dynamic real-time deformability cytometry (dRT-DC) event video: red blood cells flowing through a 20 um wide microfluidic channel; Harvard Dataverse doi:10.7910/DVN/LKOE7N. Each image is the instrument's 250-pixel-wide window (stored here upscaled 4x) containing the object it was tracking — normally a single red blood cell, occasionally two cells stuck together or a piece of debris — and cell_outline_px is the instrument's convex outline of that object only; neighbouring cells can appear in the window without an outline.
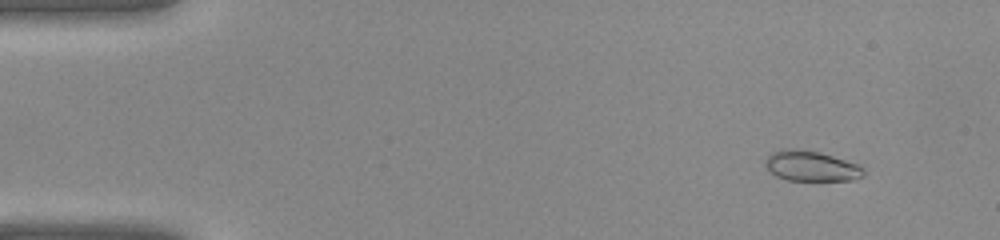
{"species": "common noctule bat (a hibernating species)", "species_latin": "Nyctalus noctula", "temperature_condition": "warm", "stored_images_in_passage": 40, "camera_frame_rate_fps": 3000, "um_per_image_px": 0.085, "animal": {"sex": "female", "body_mass_g": 22.0, "forearm_length_mm": 56.7}, "frame": {"image": 1, "passage_image": 4, "time_ms": 1.0, "image_size_px": [1000, 240], "cell_outline_px": [[864, 176], [856, 180], [788, 180], [776, 176], [768, 172], [764, 164], [764, 160], [772, 152], [780, 148], [800, 148], [832, 156], [860, 164], [864, 168]], "centroid_in_image_um": [68.92, 14.11], "position_along_channel_um": 16.1, "area_um2": 17.69}}
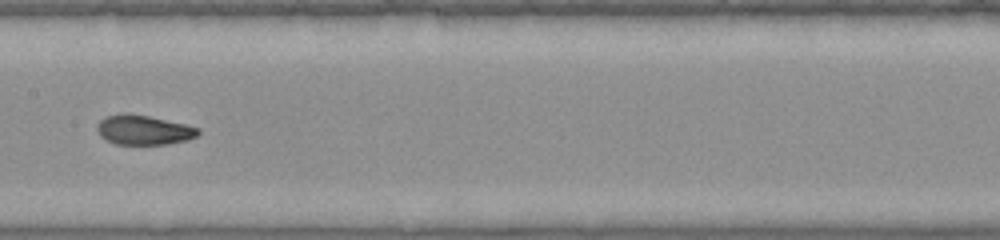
{"frame": {"image": 2, "passage_image": 21, "time_ms": 6.667, "image_size_px": [1000, 240], "cell_outline_px": [[200, 132], [196, 136], [188, 140], [168, 144], [116, 144], [100, 136], [96, 128], [96, 124], [104, 116], [124, 112], [148, 116], [184, 124], [200, 128]], "centroid_in_image_um": [12.18, 11.04], "position_along_channel_um": 195.2, "area_um2": 17.51}}
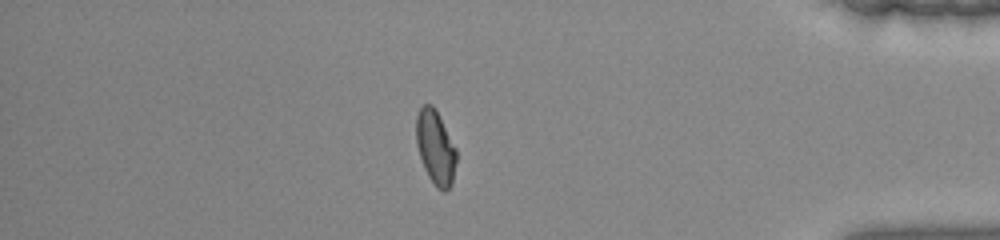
{"frame": {"image": 3, "passage_image": 35, "time_ms": 11.333, "image_size_px": [1000, 240], "cell_outline_px": [[456, 160], [452, 184], [444, 192], [436, 188], [428, 176], [424, 168], [416, 144], [416, 116], [420, 108], [424, 104], [432, 104], [436, 108], [456, 148]], "centroid_in_image_um": [37.01, 12.52], "position_along_channel_um": 398.2, "area_um2": 17.46}}